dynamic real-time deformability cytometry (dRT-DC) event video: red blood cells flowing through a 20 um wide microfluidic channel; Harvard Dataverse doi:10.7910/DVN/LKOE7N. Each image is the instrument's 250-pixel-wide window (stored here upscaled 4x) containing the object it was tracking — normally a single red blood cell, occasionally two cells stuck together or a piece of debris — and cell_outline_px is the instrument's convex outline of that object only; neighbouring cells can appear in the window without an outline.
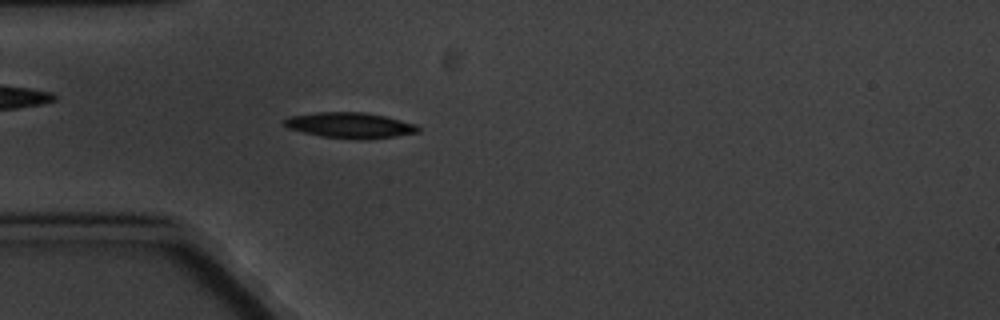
{"species": "common noctule bat (a hibernating species)", "species_latin": "Nyctalus noctula", "temperature_condition": "cold", "stored_images_in_passage": 4, "camera_frame_rate_fps": 3000, "um_per_image_px": 0.085, "animal": {"sex": "male", "body_mass_g": 20.1, "forearm_length_mm": 53.5}, "frame": {"image": 1, "passage_image": 4, "time_ms": 3.333, "image_size_px": [1000, 320], "cell_outline_px": [[420, 132], [396, 136], [368, 140], [320, 136], [288, 128], [284, 124], [284, 120], [288, 116], [316, 112], [364, 112], [384, 116], [416, 124], [420, 128]], "centroid_in_image_um": [29.77, 10.65], "position_along_channel_um": 55.2, "area_um2": 20.0}}